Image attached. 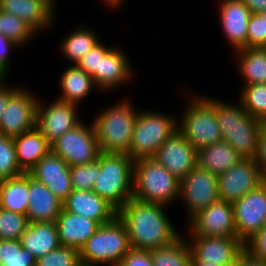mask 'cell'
<instances>
[{
    "mask_svg": "<svg viewBox=\"0 0 266 266\" xmlns=\"http://www.w3.org/2000/svg\"><path fill=\"white\" fill-rule=\"evenodd\" d=\"M120 101V102H118ZM129 98L99 109L91 121L100 151L128 154L139 109Z\"/></svg>",
    "mask_w": 266,
    "mask_h": 266,
    "instance_id": "7a4b0ae2",
    "label": "cell"
},
{
    "mask_svg": "<svg viewBox=\"0 0 266 266\" xmlns=\"http://www.w3.org/2000/svg\"><path fill=\"white\" fill-rule=\"evenodd\" d=\"M236 235L243 243L266 224V182L232 203Z\"/></svg>",
    "mask_w": 266,
    "mask_h": 266,
    "instance_id": "9a60e30c",
    "label": "cell"
},
{
    "mask_svg": "<svg viewBox=\"0 0 266 266\" xmlns=\"http://www.w3.org/2000/svg\"><path fill=\"white\" fill-rule=\"evenodd\" d=\"M0 33L14 41L22 49L29 43L31 45V41L34 42L35 37L39 36L24 20L2 10H0Z\"/></svg>",
    "mask_w": 266,
    "mask_h": 266,
    "instance_id": "d6a6232c",
    "label": "cell"
},
{
    "mask_svg": "<svg viewBox=\"0 0 266 266\" xmlns=\"http://www.w3.org/2000/svg\"><path fill=\"white\" fill-rule=\"evenodd\" d=\"M205 96L213 103L223 141L244 159H256L260 127L263 122L250 116L240 101L229 103L219 97L216 99L217 97L208 94Z\"/></svg>",
    "mask_w": 266,
    "mask_h": 266,
    "instance_id": "3957f363",
    "label": "cell"
},
{
    "mask_svg": "<svg viewBox=\"0 0 266 266\" xmlns=\"http://www.w3.org/2000/svg\"><path fill=\"white\" fill-rule=\"evenodd\" d=\"M219 199L217 176L198 164L180 181L179 201L185 205L186 223Z\"/></svg>",
    "mask_w": 266,
    "mask_h": 266,
    "instance_id": "8fae6325",
    "label": "cell"
},
{
    "mask_svg": "<svg viewBox=\"0 0 266 266\" xmlns=\"http://www.w3.org/2000/svg\"><path fill=\"white\" fill-rule=\"evenodd\" d=\"M1 206L18 214H27L29 173L0 180Z\"/></svg>",
    "mask_w": 266,
    "mask_h": 266,
    "instance_id": "4dcf8cb0",
    "label": "cell"
},
{
    "mask_svg": "<svg viewBox=\"0 0 266 266\" xmlns=\"http://www.w3.org/2000/svg\"><path fill=\"white\" fill-rule=\"evenodd\" d=\"M220 199L233 203L263 183L256 159H242L217 176Z\"/></svg>",
    "mask_w": 266,
    "mask_h": 266,
    "instance_id": "e0dca14e",
    "label": "cell"
},
{
    "mask_svg": "<svg viewBox=\"0 0 266 266\" xmlns=\"http://www.w3.org/2000/svg\"><path fill=\"white\" fill-rule=\"evenodd\" d=\"M0 10L21 18L38 35L55 27V13L40 0H0Z\"/></svg>",
    "mask_w": 266,
    "mask_h": 266,
    "instance_id": "cb8c5ba5",
    "label": "cell"
},
{
    "mask_svg": "<svg viewBox=\"0 0 266 266\" xmlns=\"http://www.w3.org/2000/svg\"><path fill=\"white\" fill-rule=\"evenodd\" d=\"M150 253L153 266H191L192 249L183 233L172 243Z\"/></svg>",
    "mask_w": 266,
    "mask_h": 266,
    "instance_id": "1f68e13d",
    "label": "cell"
},
{
    "mask_svg": "<svg viewBox=\"0 0 266 266\" xmlns=\"http://www.w3.org/2000/svg\"><path fill=\"white\" fill-rule=\"evenodd\" d=\"M28 87H21L9 98L0 120V134L15 137L36 127L38 98Z\"/></svg>",
    "mask_w": 266,
    "mask_h": 266,
    "instance_id": "4fadbf2b",
    "label": "cell"
},
{
    "mask_svg": "<svg viewBox=\"0 0 266 266\" xmlns=\"http://www.w3.org/2000/svg\"><path fill=\"white\" fill-rule=\"evenodd\" d=\"M102 1V3L106 6V8H108V0H100V2Z\"/></svg>",
    "mask_w": 266,
    "mask_h": 266,
    "instance_id": "db71d44e",
    "label": "cell"
},
{
    "mask_svg": "<svg viewBox=\"0 0 266 266\" xmlns=\"http://www.w3.org/2000/svg\"><path fill=\"white\" fill-rule=\"evenodd\" d=\"M81 263L77 249L60 246L36 260V266H78Z\"/></svg>",
    "mask_w": 266,
    "mask_h": 266,
    "instance_id": "74e56055",
    "label": "cell"
},
{
    "mask_svg": "<svg viewBox=\"0 0 266 266\" xmlns=\"http://www.w3.org/2000/svg\"><path fill=\"white\" fill-rule=\"evenodd\" d=\"M62 202L72 192L70 166L51 150L28 172Z\"/></svg>",
    "mask_w": 266,
    "mask_h": 266,
    "instance_id": "ffe728a7",
    "label": "cell"
},
{
    "mask_svg": "<svg viewBox=\"0 0 266 266\" xmlns=\"http://www.w3.org/2000/svg\"><path fill=\"white\" fill-rule=\"evenodd\" d=\"M217 20L222 34L233 52L247 48V27L251 11L242 0H216Z\"/></svg>",
    "mask_w": 266,
    "mask_h": 266,
    "instance_id": "d6986e66",
    "label": "cell"
},
{
    "mask_svg": "<svg viewBox=\"0 0 266 266\" xmlns=\"http://www.w3.org/2000/svg\"><path fill=\"white\" fill-rule=\"evenodd\" d=\"M51 151L70 167L95 162L101 151L91 122L83 120L51 144Z\"/></svg>",
    "mask_w": 266,
    "mask_h": 266,
    "instance_id": "9c48e42d",
    "label": "cell"
},
{
    "mask_svg": "<svg viewBox=\"0 0 266 266\" xmlns=\"http://www.w3.org/2000/svg\"><path fill=\"white\" fill-rule=\"evenodd\" d=\"M2 208L1 206V190H0V209Z\"/></svg>",
    "mask_w": 266,
    "mask_h": 266,
    "instance_id": "6f0895ef",
    "label": "cell"
},
{
    "mask_svg": "<svg viewBox=\"0 0 266 266\" xmlns=\"http://www.w3.org/2000/svg\"><path fill=\"white\" fill-rule=\"evenodd\" d=\"M153 110L139 109L129 148V156L134 161L153 157L159 146L178 130L175 114Z\"/></svg>",
    "mask_w": 266,
    "mask_h": 266,
    "instance_id": "ba28073f",
    "label": "cell"
},
{
    "mask_svg": "<svg viewBox=\"0 0 266 266\" xmlns=\"http://www.w3.org/2000/svg\"><path fill=\"white\" fill-rule=\"evenodd\" d=\"M62 205L63 210L93 219L100 225L117 216V210L93 190H72Z\"/></svg>",
    "mask_w": 266,
    "mask_h": 266,
    "instance_id": "44dd1931",
    "label": "cell"
},
{
    "mask_svg": "<svg viewBox=\"0 0 266 266\" xmlns=\"http://www.w3.org/2000/svg\"><path fill=\"white\" fill-rule=\"evenodd\" d=\"M185 225V236L237 237L232 203L222 199L201 210Z\"/></svg>",
    "mask_w": 266,
    "mask_h": 266,
    "instance_id": "5bb4252c",
    "label": "cell"
},
{
    "mask_svg": "<svg viewBox=\"0 0 266 266\" xmlns=\"http://www.w3.org/2000/svg\"><path fill=\"white\" fill-rule=\"evenodd\" d=\"M182 94L186 101L178 114L177 127L188 142L198 151L223 141L213 103L205 94L190 91L189 87Z\"/></svg>",
    "mask_w": 266,
    "mask_h": 266,
    "instance_id": "277c9868",
    "label": "cell"
},
{
    "mask_svg": "<svg viewBox=\"0 0 266 266\" xmlns=\"http://www.w3.org/2000/svg\"><path fill=\"white\" fill-rule=\"evenodd\" d=\"M261 14L266 17V11L261 12Z\"/></svg>",
    "mask_w": 266,
    "mask_h": 266,
    "instance_id": "9f6ffc18",
    "label": "cell"
},
{
    "mask_svg": "<svg viewBox=\"0 0 266 266\" xmlns=\"http://www.w3.org/2000/svg\"><path fill=\"white\" fill-rule=\"evenodd\" d=\"M70 175L73 190H92L97 180V160L93 163L71 166Z\"/></svg>",
    "mask_w": 266,
    "mask_h": 266,
    "instance_id": "f35d334b",
    "label": "cell"
},
{
    "mask_svg": "<svg viewBox=\"0 0 266 266\" xmlns=\"http://www.w3.org/2000/svg\"><path fill=\"white\" fill-rule=\"evenodd\" d=\"M41 2H43L46 6H48L55 14H56V10H57V0H40Z\"/></svg>",
    "mask_w": 266,
    "mask_h": 266,
    "instance_id": "f907efd6",
    "label": "cell"
},
{
    "mask_svg": "<svg viewBox=\"0 0 266 266\" xmlns=\"http://www.w3.org/2000/svg\"><path fill=\"white\" fill-rule=\"evenodd\" d=\"M19 240L36 260L61 246L55 222L29 223Z\"/></svg>",
    "mask_w": 266,
    "mask_h": 266,
    "instance_id": "4316f807",
    "label": "cell"
},
{
    "mask_svg": "<svg viewBox=\"0 0 266 266\" xmlns=\"http://www.w3.org/2000/svg\"><path fill=\"white\" fill-rule=\"evenodd\" d=\"M134 160L128 154L101 152L93 191L117 211L133 197Z\"/></svg>",
    "mask_w": 266,
    "mask_h": 266,
    "instance_id": "5b68a950",
    "label": "cell"
},
{
    "mask_svg": "<svg viewBox=\"0 0 266 266\" xmlns=\"http://www.w3.org/2000/svg\"><path fill=\"white\" fill-rule=\"evenodd\" d=\"M251 13L266 11V0H242Z\"/></svg>",
    "mask_w": 266,
    "mask_h": 266,
    "instance_id": "c3c4849f",
    "label": "cell"
},
{
    "mask_svg": "<svg viewBox=\"0 0 266 266\" xmlns=\"http://www.w3.org/2000/svg\"><path fill=\"white\" fill-rule=\"evenodd\" d=\"M103 40H100V64L99 70L92 76L97 90L103 93L114 92L113 90L128 86L135 80L134 66L131 63L127 52L121 45H105ZM111 90V91H110Z\"/></svg>",
    "mask_w": 266,
    "mask_h": 266,
    "instance_id": "30bf717a",
    "label": "cell"
},
{
    "mask_svg": "<svg viewBox=\"0 0 266 266\" xmlns=\"http://www.w3.org/2000/svg\"><path fill=\"white\" fill-rule=\"evenodd\" d=\"M232 266H266V263L252 257L243 250L236 258Z\"/></svg>",
    "mask_w": 266,
    "mask_h": 266,
    "instance_id": "7dc6e473",
    "label": "cell"
},
{
    "mask_svg": "<svg viewBox=\"0 0 266 266\" xmlns=\"http://www.w3.org/2000/svg\"><path fill=\"white\" fill-rule=\"evenodd\" d=\"M28 200L26 216L29 223L55 222L63 209L62 201L30 174Z\"/></svg>",
    "mask_w": 266,
    "mask_h": 266,
    "instance_id": "7402d4cb",
    "label": "cell"
},
{
    "mask_svg": "<svg viewBox=\"0 0 266 266\" xmlns=\"http://www.w3.org/2000/svg\"><path fill=\"white\" fill-rule=\"evenodd\" d=\"M7 77L8 76L2 70H0V85L6 81Z\"/></svg>",
    "mask_w": 266,
    "mask_h": 266,
    "instance_id": "f5cc1de1",
    "label": "cell"
},
{
    "mask_svg": "<svg viewBox=\"0 0 266 266\" xmlns=\"http://www.w3.org/2000/svg\"><path fill=\"white\" fill-rule=\"evenodd\" d=\"M191 266H216L206 262H191Z\"/></svg>",
    "mask_w": 266,
    "mask_h": 266,
    "instance_id": "816d5d0a",
    "label": "cell"
},
{
    "mask_svg": "<svg viewBox=\"0 0 266 266\" xmlns=\"http://www.w3.org/2000/svg\"><path fill=\"white\" fill-rule=\"evenodd\" d=\"M16 160L24 173H28L50 150L51 145L35 127L13 137Z\"/></svg>",
    "mask_w": 266,
    "mask_h": 266,
    "instance_id": "484cf974",
    "label": "cell"
},
{
    "mask_svg": "<svg viewBox=\"0 0 266 266\" xmlns=\"http://www.w3.org/2000/svg\"><path fill=\"white\" fill-rule=\"evenodd\" d=\"M118 266H153L151 253L148 250L131 248Z\"/></svg>",
    "mask_w": 266,
    "mask_h": 266,
    "instance_id": "7bdbcfd3",
    "label": "cell"
},
{
    "mask_svg": "<svg viewBox=\"0 0 266 266\" xmlns=\"http://www.w3.org/2000/svg\"><path fill=\"white\" fill-rule=\"evenodd\" d=\"M192 249L191 262H206L216 266H232L244 250L237 237L186 236Z\"/></svg>",
    "mask_w": 266,
    "mask_h": 266,
    "instance_id": "2e32d148",
    "label": "cell"
},
{
    "mask_svg": "<svg viewBox=\"0 0 266 266\" xmlns=\"http://www.w3.org/2000/svg\"><path fill=\"white\" fill-rule=\"evenodd\" d=\"M126 3L125 0H108V9L109 11L112 10H119V8H121V6Z\"/></svg>",
    "mask_w": 266,
    "mask_h": 266,
    "instance_id": "681fc988",
    "label": "cell"
},
{
    "mask_svg": "<svg viewBox=\"0 0 266 266\" xmlns=\"http://www.w3.org/2000/svg\"><path fill=\"white\" fill-rule=\"evenodd\" d=\"M244 251L266 263V224L243 243Z\"/></svg>",
    "mask_w": 266,
    "mask_h": 266,
    "instance_id": "60d3db41",
    "label": "cell"
},
{
    "mask_svg": "<svg viewBox=\"0 0 266 266\" xmlns=\"http://www.w3.org/2000/svg\"><path fill=\"white\" fill-rule=\"evenodd\" d=\"M256 162L260 168L263 182H266V122H263L260 127Z\"/></svg>",
    "mask_w": 266,
    "mask_h": 266,
    "instance_id": "f6af8a7d",
    "label": "cell"
},
{
    "mask_svg": "<svg viewBox=\"0 0 266 266\" xmlns=\"http://www.w3.org/2000/svg\"><path fill=\"white\" fill-rule=\"evenodd\" d=\"M131 249L127 229L116 216L102 224L79 250L82 264L92 266H118Z\"/></svg>",
    "mask_w": 266,
    "mask_h": 266,
    "instance_id": "52a82bcc",
    "label": "cell"
},
{
    "mask_svg": "<svg viewBox=\"0 0 266 266\" xmlns=\"http://www.w3.org/2000/svg\"><path fill=\"white\" fill-rule=\"evenodd\" d=\"M80 108V106L57 98L52 99L51 102H45L44 98H38L36 128L51 144L66 131L75 128L82 122Z\"/></svg>",
    "mask_w": 266,
    "mask_h": 266,
    "instance_id": "7c38bea8",
    "label": "cell"
},
{
    "mask_svg": "<svg viewBox=\"0 0 266 266\" xmlns=\"http://www.w3.org/2000/svg\"><path fill=\"white\" fill-rule=\"evenodd\" d=\"M0 260L3 266H36L35 257L20 240H0Z\"/></svg>",
    "mask_w": 266,
    "mask_h": 266,
    "instance_id": "e575fe53",
    "label": "cell"
},
{
    "mask_svg": "<svg viewBox=\"0 0 266 266\" xmlns=\"http://www.w3.org/2000/svg\"><path fill=\"white\" fill-rule=\"evenodd\" d=\"M78 266H92V265H87V264L80 263Z\"/></svg>",
    "mask_w": 266,
    "mask_h": 266,
    "instance_id": "11a10c76",
    "label": "cell"
},
{
    "mask_svg": "<svg viewBox=\"0 0 266 266\" xmlns=\"http://www.w3.org/2000/svg\"><path fill=\"white\" fill-rule=\"evenodd\" d=\"M232 53L242 86L266 84V48H243Z\"/></svg>",
    "mask_w": 266,
    "mask_h": 266,
    "instance_id": "83f0119b",
    "label": "cell"
},
{
    "mask_svg": "<svg viewBox=\"0 0 266 266\" xmlns=\"http://www.w3.org/2000/svg\"><path fill=\"white\" fill-rule=\"evenodd\" d=\"M97 31L86 24H79L72 31L62 37L58 50L68 64H77L92 47L101 40Z\"/></svg>",
    "mask_w": 266,
    "mask_h": 266,
    "instance_id": "f1b7e54d",
    "label": "cell"
},
{
    "mask_svg": "<svg viewBox=\"0 0 266 266\" xmlns=\"http://www.w3.org/2000/svg\"><path fill=\"white\" fill-rule=\"evenodd\" d=\"M20 48L18 44L0 33V70L8 77L10 76L9 74H11V66L14 65L11 60L13 58L12 52L17 49L20 50Z\"/></svg>",
    "mask_w": 266,
    "mask_h": 266,
    "instance_id": "b9f144b4",
    "label": "cell"
},
{
    "mask_svg": "<svg viewBox=\"0 0 266 266\" xmlns=\"http://www.w3.org/2000/svg\"><path fill=\"white\" fill-rule=\"evenodd\" d=\"M23 173L16 160L13 138L0 134V180Z\"/></svg>",
    "mask_w": 266,
    "mask_h": 266,
    "instance_id": "8d00e7d4",
    "label": "cell"
},
{
    "mask_svg": "<svg viewBox=\"0 0 266 266\" xmlns=\"http://www.w3.org/2000/svg\"><path fill=\"white\" fill-rule=\"evenodd\" d=\"M241 88L238 100L243 109L254 119L266 122V84H251Z\"/></svg>",
    "mask_w": 266,
    "mask_h": 266,
    "instance_id": "836d02e7",
    "label": "cell"
},
{
    "mask_svg": "<svg viewBox=\"0 0 266 266\" xmlns=\"http://www.w3.org/2000/svg\"><path fill=\"white\" fill-rule=\"evenodd\" d=\"M100 64V41L96 43L92 49L84 55L77 65L88 75L93 76L96 70H99Z\"/></svg>",
    "mask_w": 266,
    "mask_h": 266,
    "instance_id": "ee69618b",
    "label": "cell"
},
{
    "mask_svg": "<svg viewBox=\"0 0 266 266\" xmlns=\"http://www.w3.org/2000/svg\"><path fill=\"white\" fill-rule=\"evenodd\" d=\"M244 159L227 142L220 141L198 150L197 164L216 176Z\"/></svg>",
    "mask_w": 266,
    "mask_h": 266,
    "instance_id": "f546056e",
    "label": "cell"
},
{
    "mask_svg": "<svg viewBox=\"0 0 266 266\" xmlns=\"http://www.w3.org/2000/svg\"><path fill=\"white\" fill-rule=\"evenodd\" d=\"M167 208L132 197L117 211L127 229L131 248L150 251L172 243L182 234L169 219Z\"/></svg>",
    "mask_w": 266,
    "mask_h": 266,
    "instance_id": "6da1fadb",
    "label": "cell"
},
{
    "mask_svg": "<svg viewBox=\"0 0 266 266\" xmlns=\"http://www.w3.org/2000/svg\"><path fill=\"white\" fill-rule=\"evenodd\" d=\"M28 225L26 215L0 209V240H19Z\"/></svg>",
    "mask_w": 266,
    "mask_h": 266,
    "instance_id": "d590c367",
    "label": "cell"
},
{
    "mask_svg": "<svg viewBox=\"0 0 266 266\" xmlns=\"http://www.w3.org/2000/svg\"><path fill=\"white\" fill-rule=\"evenodd\" d=\"M10 84L11 83L8 84V81L6 80L0 85V120L3 115V111L7 106L9 98L21 87V84L15 83V86Z\"/></svg>",
    "mask_w": 266,
    "mask_h": 266,
    "instance_id": "bcb514c9",
    "label": "cell"
},
{
    "mask_svg": "<svg viewBox=\"0 0 266 266\" xmlns=\"http://www.w3.org/2000/svg\"><path fill=\"white\" fill-rule=\"evenodd\" d=\"M247 48H266V17L252 13L247 27Z\"/></svg>",
    "mask_w": 266,
    "mask_h": 266,
    "instance_id": "ab89813d",
    "label": "cell"
},
{
    "mask_svg": "<svg viewBox=\"0 0 266 266\" xmlns=\"http://www.w3.org/2000/svg\"><path fill=\"white\" fill-rule=\"evenodd\" d=\"M198 151L176 130L152 157L178 180H182L197 164Z\"/></svg>",
    "mask_w": 266,
    "mask_h": 266,
    "instance_id": "ac0fdd59",
    "label": "cell"
},
{
    "mask_svg": "<svg viewBox=\"0 0 266 266\" xmlns=\"http://www.w3.org/2000/svg\"><path fill=\"white\" fill-rule=\"evenodd\" d=\"M58 78V87H60L58 88L60 90L58 100L81 106L82 101H85L92 91L94 92L95 89L97 91L92 76L77 64H69L62 70Z\"/></svg>",
    "mask_w": 266,
    "mask_h": 266,
    "instance_id": "d4e9b609",
    "label": "cell"
},
{
    "mask_svg": "<svg viewBox=\"0 0 266 266\" xmlns=\"http://www.w3.org/2000/svg\"><path fill=\"white\" fill-rule=\"evenodd\" d=\"M59 242L61 246L77 249L97 231L100 224L90 218L61 210L55 220Z\"/></svg>",
    "mask_w": 266,
    "mask_h": 266,
    "instance_id": "603a6c76",
    "label": "cell"
},
{
    "mask_svg": "<svg viewBox=\"0 0 266 266\" xmlns=\"http://www.w3.org/2000/svg\"><path fill=\"white\" fill-rule=\"evenodd\" d=\"M180 197V180L154 158L134 161L133 198L172 207Z\"/></svg>",
    "mask_w": 266,
    "mask_h": 266,
    "instance_id": "8992f818",
    "label": "cell"
}]
</instances>
